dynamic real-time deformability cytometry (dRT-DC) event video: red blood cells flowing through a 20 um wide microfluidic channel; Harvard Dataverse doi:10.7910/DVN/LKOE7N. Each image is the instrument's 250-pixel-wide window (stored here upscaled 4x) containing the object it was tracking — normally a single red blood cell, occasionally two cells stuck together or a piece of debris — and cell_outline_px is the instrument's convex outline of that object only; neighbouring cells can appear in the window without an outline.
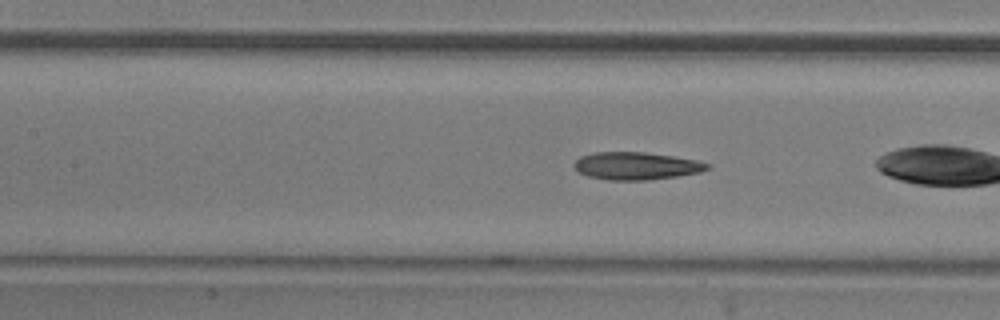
{"species": "common noctule bat (a hibernating species)", "species_latin": "Nyctalus noctula", "temperature_condition": "room temperature", "stored_images_in_passage": 11, "camera_frame_rate_fps": 3000, "um_per_image_px": 0.085, "animal": {"sex": "male", "body_mass_g": 20.5, "forearm_length_mm": 52.5}, "frame": {"image": 1, "passage_image": 11, "time_ms": 3.333, "image_size_px": [1000, 320], "cell_outline_px": [[712, 168], [700, 172], [676, 176], [648, 180], [608, 180], [588, 176], [580, 172], [572, 164], [580, 156], [596, 152], [644, 152], [672, 156], [696, 160], [712, 164]], "centroid_in_image_um": [54.11, 14.1], "position_along_channel_um": 153.3, "area_um2": 21.39}}